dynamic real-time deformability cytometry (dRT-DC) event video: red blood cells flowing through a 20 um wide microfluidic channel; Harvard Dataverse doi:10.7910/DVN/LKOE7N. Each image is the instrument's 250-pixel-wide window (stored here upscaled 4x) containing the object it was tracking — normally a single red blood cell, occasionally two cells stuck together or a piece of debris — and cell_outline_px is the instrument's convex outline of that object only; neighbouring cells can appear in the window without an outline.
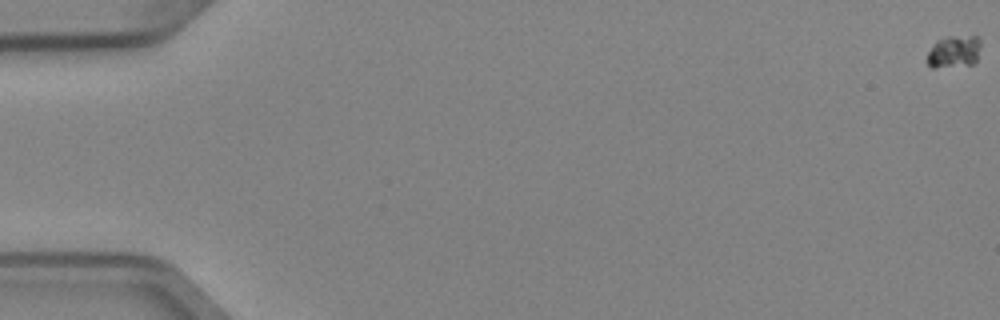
{"species": "Egyptian fruit bat (a non-hibernating species)", "species_latin": "Rousettus aegyptiacus", "temperature_condition": "cold", "stored_images_in_passage": 32, "camera_frame_rate_fps": 3000, "um_per_image_px": 0.085, "animal": {"sex": "female"}, "frame": {"image": 1, "passage_image": 1, "time_ms": 0.0, "image_size_px": [1000, 320], "cell_outline_px": [[980, 48], [976, 60], [972, 64], [932, 68], [924, 60], [928, 52], [936, 40], [944, 36], [976, 36], [980, 40]], "centroid_in_image_um": [81.04, 4.38], "position_along_channel_um": 4.0, "area_um2": 10.23}}
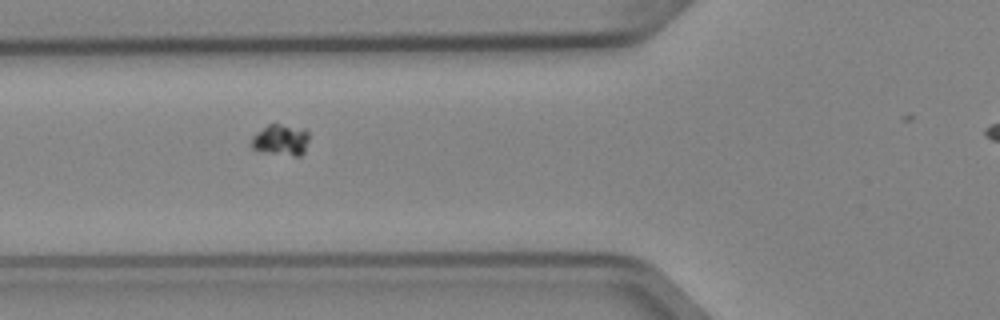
{"frame": {"image": 2, "passage_image": 22, "time_ms": 7.0, "image_size_px": [1000, 320], "cell_outline_px": [[308, 140], [304, 152], [300, 156], [296, 156], [268, 152], [252, 148], [252, 136], [256, 132], [268, 124], [280, 124], [304, 128], [308, 132]], "centroid_in_image_um": [23.89, 11.87], "position_along_channel_um": 101.9, "area_um2": 10.35}}
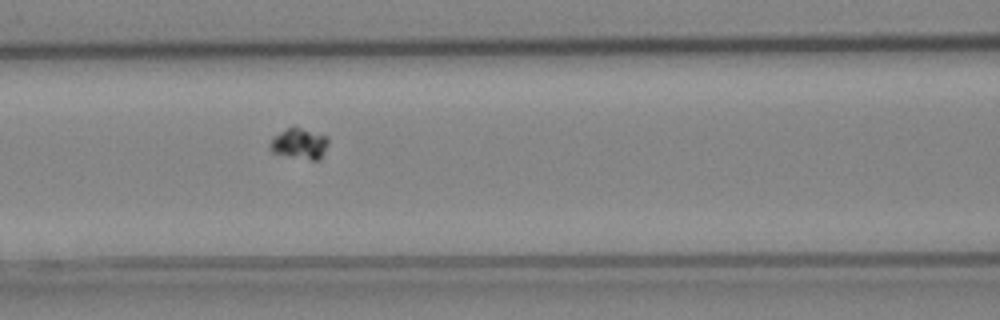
{"frame": {"image": 3, "passage_image": 25, "time_ms": 8.0, "image_size_px": [1000, 320], "cell_outline_px": [[328, 144], [320, 160], [312, 160], [272, 152], [268, 148], [268, 144], [272, 136], [292, 124], [328, 136]], "centroid_in_image_um": [25.42, 12.16], "position_along_channel_um": 141.2, "area_um2": 10.81}}